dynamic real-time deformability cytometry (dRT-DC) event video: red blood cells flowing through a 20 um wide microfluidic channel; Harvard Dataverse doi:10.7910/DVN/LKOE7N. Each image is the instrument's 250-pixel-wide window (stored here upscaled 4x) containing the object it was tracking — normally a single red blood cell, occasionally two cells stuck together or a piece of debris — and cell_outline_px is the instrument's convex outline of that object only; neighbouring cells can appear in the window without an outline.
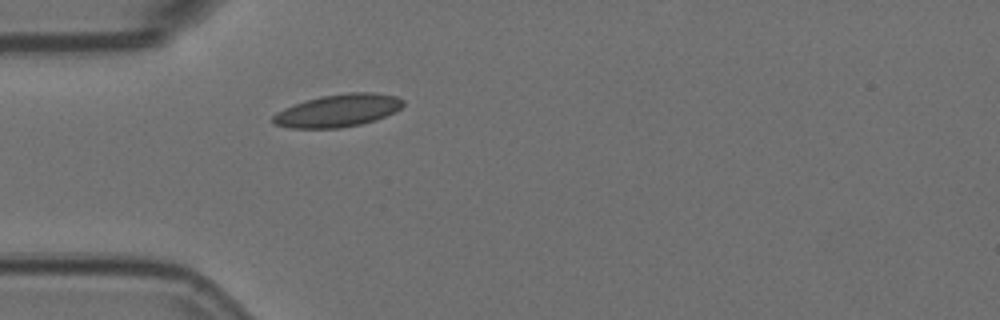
{"species": "Egyptian fruit bat (a non-hibernating species)", "species_latin": "Rousettus aegyptiacus", "temperature_condition": "room temperature", "stored_images_in_passage": 1, "camera_frame_rate_fps": 3000, "um_per_image_px": 0.085, "animal": {"sex": "female"}, "frame": {"image": 1, "passage_image": 1, "time_ms": 0.0, "image_size_px": [1000, 320], "cell_outline_px": [[404, 104], [396, 112], [376, 120], [360, 124], [340, 128], [288, 128], [272, 124], [272, 116], [276, 112], [284, 108], [304, 100], [320, 96], [348, 92], [376, 92], [396, 96], [404, 100]], "centroid_in_image_um": [28.72, 9.39], "position_along_channel_um": 56.3, "area_um2": 25.09}}